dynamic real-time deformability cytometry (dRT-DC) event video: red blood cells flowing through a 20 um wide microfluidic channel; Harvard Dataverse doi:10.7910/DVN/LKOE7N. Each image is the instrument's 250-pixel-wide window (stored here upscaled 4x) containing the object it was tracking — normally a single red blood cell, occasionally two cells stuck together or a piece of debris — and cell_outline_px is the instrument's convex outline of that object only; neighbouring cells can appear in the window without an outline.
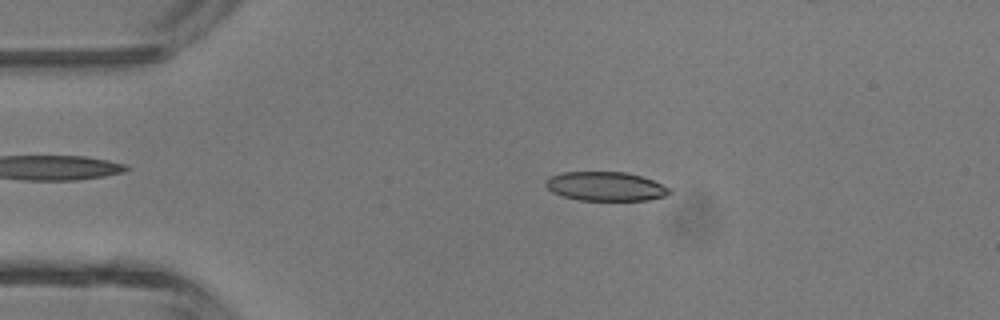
{"species": "common noctule bat (a hibernating species)", "species_latin": "Nyctalus noctula", "temperature_condition": "room temperature", "stored_images_in_passage": 45, "camera_frame_rate_fps": 3000, "um_per_image_px": 0.085, "animal": {"sex": "male", "body_mass_g": 13.3}, "frame": {"image": 1, "passage_image": 9, "time_ms": 2.667, "image_size_px": [1000, 320], "cell_outline_px": [[672, 192], [664, 196], [648, 200], [580, 200], [564, 196], [552, 192], [544, 184], [544, 180], [548, 176], [560, 172], [624, 172], [640, 176], [652, 180], [672, 188]], "centroid_in_image_um": [51.45, 15.83], "position_along_channel_um": 33.5, "area_um2": 21.04}}
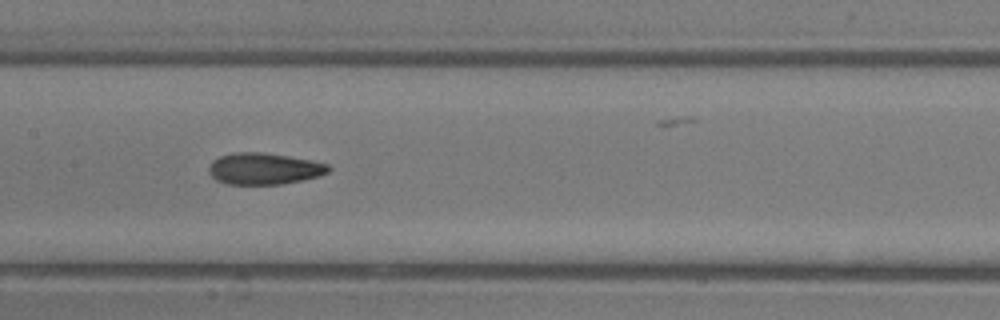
{"frame": {"image": 2, "passage_image": 22, "time_ms": 7.0, "image_size_px": [1000, 320], "cell_outline_px": [[332, 168], [328, 172], [320, 176], [304, 180], [284, 184], [228, 184], [216, 180], [208, 172], [208, 168], [212, 160], [220, 156], [232, 152], [260, 152], [288, 156], [312, 160], [328, 164]], "centroid_in_image_um": [22.46, 14.34], "position_along_channel_um": 184.9, "area_um2": 22.2}}
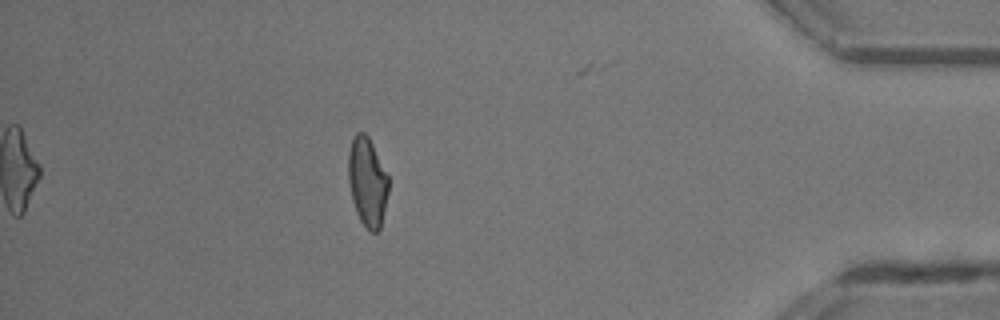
{"frame": {"image": 3, "passage_image": 40, "time_ms": 13.0, "image_size_px": [1000, 320], "cell_outline_px": [[388, 192], [380, 228], [376, 232], [372, 232], [360, 220], [356, 212], [352, 200], [348, 180], [348, 152], [352, 140], [356, 132], [364, 132], [368, 136], [388, 176]], "centroid_in_image_um": [31.21, 15.44], "position_along_channel_um": 404.0, "area_um2": 20.58}, "authors_computed_cell_mechanics": {"area_um2": 21.5016, "velocity_mm_per_s": 4.4614, "shape_relaxation_time_tau1_ms": 7.0411, "shape_relaxation_time_tau2_ms": 2.0149, "deformation_change_tau1": 0.1873, "deformation_change_tau2": 0.1018}}